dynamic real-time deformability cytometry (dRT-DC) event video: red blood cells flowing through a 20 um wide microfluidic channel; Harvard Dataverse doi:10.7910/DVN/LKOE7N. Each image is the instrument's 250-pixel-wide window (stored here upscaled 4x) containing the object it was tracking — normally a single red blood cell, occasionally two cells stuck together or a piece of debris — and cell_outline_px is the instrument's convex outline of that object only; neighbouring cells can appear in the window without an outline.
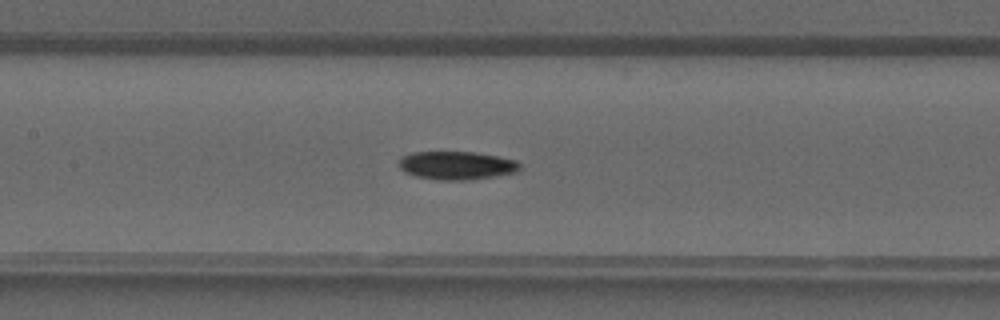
{"species": "common noctule bat (a hibernating species)", "species_latin": "Nyctalus noctula", "temperature_condition": "warm", "stored_images_in_passage": 37, "camera_frame_rate_fps": 3000, "um_per_image_px": 0.085, "animal": {"sex": "male", "forearm_length_mm": 52.5}, "frame": {"image": 1, "passage_image": 16, "time_ms": 5.0, "image_size_px": [1000, 320], "cell_outline_px": [[520, 168], [516, 172], [468, 180], [440, 180], [416, 176], [404, 172], [400, 168], [400, 156], [412, 152], [476, 152], [516, 160], [520, 164]], "centroid_in_image_um": [38.79, 14.05], "position_along_channel_um": 168.6, "area_um2": 19.83}}
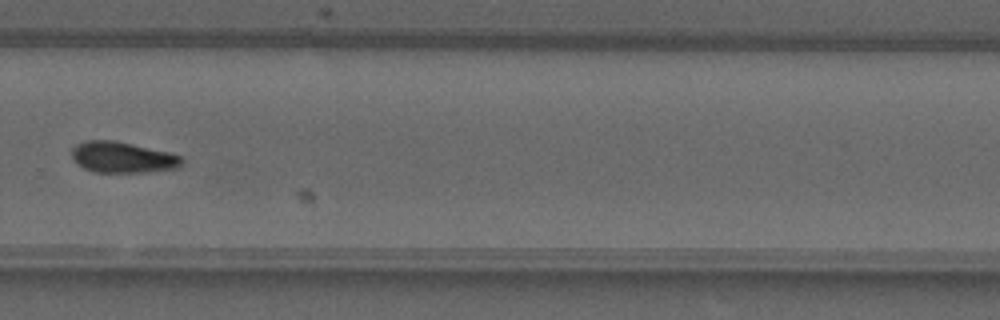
{"frame": {"image": 2, "passage_image": 25, "time_ms": 8.0, "image_size_px": [1000, 320], "cell_outline_px": [[184, 160], [180, 168], [148, 172], [92, 172], [76, 164], [72, 160], [72, 148], [76, 144], [88, 140], [116, 140], [168, 152], [180, 156]], "centroid_in_image_um": [10.41, 13.38], "position_along_channel_um": 319.4, "area_um2": 20.11}}
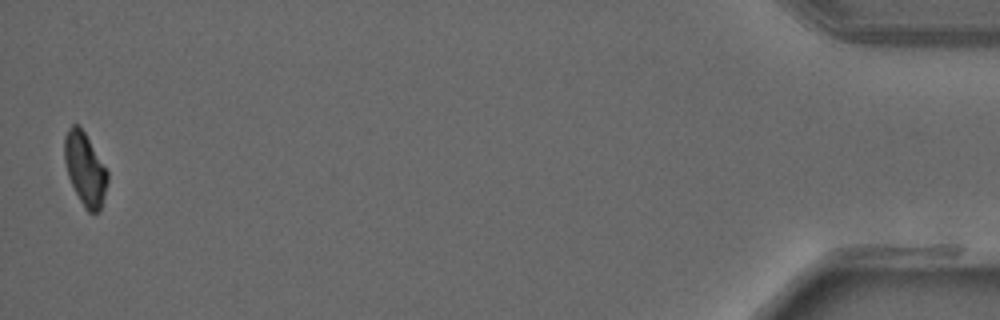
{"frame": {"image": 3, "passage_image": 37, "time_ms": 12.0, "image_size_px": [1000, 320], "cell_outline_px": [[108, 180], [100, 212], [88, 212], [84, 208], [68, 176], [64, 160], [64, 136], [68, 128], [72, 124], [76, 124], [84, 132], [108, 172]], "centroid_in_image_um": [7.22, 14.38], "position_along_channel_um": 428.0, "area_um2": 18.03}}